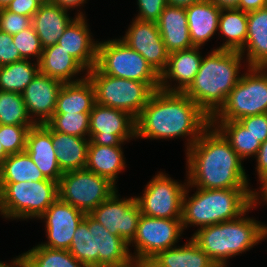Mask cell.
Masks as SVG:
<instances>
[{
    "instance_id": "cell-1",
    "label": "cell",
    "mask_w": 267,
    "mask_h": 267,
    "mask_svg": "<svg viewBox=\"0 0 267 267\" xmlns=\"http://www.w3.org/2000/svg\"><path fill=\"white\" fill-rule=\"evenodd\" d=\"M210 126V117L184 92L157 89L136 118V136L163 139L193 135L190 148Z\"/></svg>"
},
{
    "instance_id": "cell-2",
    "label": "cell",
    "mask_w": 267,
    "mask_h": 267,
    "mask_svg": "<svg viewBox=\"0 0 267 267\" xmlns=\"http://www.w3.org/2000/svg\"><path fill=\"white\" fill-rule=\"evenodd\" d=\"M207 131L187 148L190 185L200 189H247L242 159L217 129Z\"/></svg>"
},
{
    "instance_id": "cell-3",
    "label": "cell",
    "mask_w": 267,
    "mask_h": 267,
    "mask_svg": "<svg viewBox=\"0 0 267 267\" xmlns=\"http://www.w3.org/2000/svg\"><path fill=\"white\" fill-rule=\"evenodd\" d=\"M242 54L239 51L215 49L202 58L193 82L184 91L210 118L225 103L228 94L241 77L238 69Z\"/></svg>"
},
{
    "instance_id": "cell-4",
    "label": "cell",
    "mask_w": 267,
    "mask_h": 267,
    "mask_svg": "<svg viewBox=\"0 0 267 267\" xmlns=\"http://www.w3.org/2000/svg\"><path fill=\"white\" fill-rule=\"evenodd\" d=\"M186 202L183 196L182 226L201 228L238 219L256 203L257 195L249 189H200ZM202 225V226H201Z\"/></svg>"
},
{
    "instance_id": "cell-5",
    "label": "cell",
    "mask_w": 267,
    "mask_h": 267,
    "mask_svg": "<svg viewBox=\"0 0 267 267\" xmlns=\"http://www.w3.org/2000/svg\"><path fill=\"white\" fill-rule=\"evenodd\" d=\"M215 264L248 250L262 239V225L238 218L200 228L191 238Z\"/></svg>"
},
{
    "instance_id": "cell-6",
    "label": "cell",
    "mask_w": 267,
    "mask_h": 267,
    "mask_svg": "<svg viewBox=\"0 0 267 267\" xmlns=\"http://www.w3.org/2000/svg\"><path fill=\"white\" fill-rule=\"evenodd\" d=\"M87 77L95 89L96 103L120 109L137 118L160 83H145L103 74L96 66Z\"/></svg>"
},
{
    "instance_id": "cell-7",
    "label": "cell",
    "mask_w": 267,
    "mask_h": 267,
    "mask_svg": "<svg viewBox=\"0 0 267 267\" xmlns=\"http://www.w3.org/2000/svg\"><path fill=\"white\" fill-rule=\"evenodd\" d=\"M58 198V183L49 179L0 183V211L5 217H40Z\"/></svg>"
},
{
    "instance_id": "cell-8",
    "label": "cell",
    "mask_w": 267,
    "mask_h": 267,
    "mask_svg": "<svg viewBox=\"0 0 267 267\" xmlns=\"http://www.w3.org/2000/svg\"><path fill=\"white\" fill-rule=\"evenodd\" d=\"M263 69L265 71L266 68L252 67L251 74L241 76L225 103L210 118V125L216 121V115L220 116L221 121H238L247 116L267 113V74L261 73Z\"/></svg>"
},
{
    "instance_id": "cell-9",
    "label": "cell",
    "mask_w": 267,
    "mask_h": 267,
    "mask_svg": "<svg viewBox=\"0 0 267 267\" xmlns=\"http://www.w3.org/2000/svg\"><path fill=\"white\" fill-rule=\"evenodd\" d=\"M96 67L112 77L160 83V75L145 58L120 39L98 44Z\"/></svg>"
},
{
    "instance_id": "cell-10",
    "label": "cell",
    "mask_w": 267,
    "mask_h": 267,
    "mask_svg": "<svg viewBox=\"0 0 267 267\" xmlns=\"http://www.w3.org/2000/svg\"><path fill=\"white\" fill-rule=\"evenodd\" d=\"M115 191L114 184L107 178L87 169L64 172L58 182L59 199L86 214Z\"/></svg>"
},
{
    "instance_id": "cell-11",
    "label": "cell",
    "mask_w": 267,
    "mask_h": 267,
    "mask_svg": "<svg viewBox=\"0 0 267 267\" xmlns=\"http://www.w3.org/2000/svg\"><path fill=\"white\" fill-rule=\"evenodd\" d=\"M89 145L119 146L136 136V118L130 113L95 103L90 112Z\"/></svg>"
},
{
    "instance_id": "cell-12",
    "label": "cell",
    "mask_w": 267,
    "mask_h": 267,
    "mask_svg": "<svg viewBox=\"0 0 267 267\" xmlns=\"http://www.w3.org/2000/svg\"><path fill=\"white\" fill-rule=\"evenodd\" d=\"M182 229L181 219H163L141 214L133 239L137 247L136 261L146 265L159 252L171 248Z\"/></svg>"
},
{
    "instance_id": "cell-13",
    "label": "cell",
    "mask_w": 267,
    "mask_h": 267,
    "mask_svg": "<svg viewBox=\"0 0 267 267\" xmlns=\"http://www.w3.org/2000/svg\"><path fill=\"white\" fill-rule=\"evenodd\" d=\"M184 186L162 173L149 182L143 197L135 198L141 214L163 219H182Z\"/></svg>"
},
{
    "instance_id": "cell-14",
    "label": "cell",
    "mask_w": 267,
    "mask_h": 267,
    "mask_svg": "<svg viewBox=\"0 0 267 267\" xmlns=\"http://www.w3.org/2000/svg\"><path fill=\"white\" fill-rule=\"evenodd\" d=\"M89 215L129 244L136 236L141 211L135 198L119 200L113 192Z\"/></svg>"
},
{
    "instance_id": "cell-15",
    "label": "cell",
    "mask_w": 267,
    "mask_h": 267,
    "mask_svg": "<svg viewBox=\"0 0 267 267\" xmlns=\"http://www.w3.org/2000/svg\"><path fill=\"white\" fill-rule=\"evenodd\" d=\"M123 41L140 53L159 75L166 69L169 53L157 22L135 19Z\"/></svg>"
},
{
    "instance_id": "cell-16",
    "label": "cell",
    "mask_w": 267,
    "mask_h": 267,
    "mask_svg": "<svg viewBox=\"0 0 267 267\" xmlns=\"http://www.w3.org/2000/svg\"><path fill=\"white\" fill-rule=\"evenodd\" d=\"M83 211L59 198L40 216L46 218L49 242L41 244L52 249L69 250L75 230L84 219Z\"/></svg>"
},
{
    "instance_id": "cell-17",
    "label": "cell",
    "mask_w": 267,
    "mask_h": 267,
    "mask_svg": "<svg viewBox=\"0 0 267 267\" xmlns=\"http://www.w3.org/2000/svg\"><path fill=\"white\" fill-rule=\"evenodd\" d=\"M63 84L57 79L38 72L21 93L28 114L32 112L41 116L42 119L37 124H46L52 118Z\"/></svg>"
},
{
    "instance_id": "cell-18",
    "label": "cell",
    "mask_w": 267,
    "mask_h": 267,
    "mask_svg": "<svg viewBox=\"0 0 267 267\" xmlns=\"http://www.w3.org/2000/svg\"><path fill=\"white\" fill-rule=\"evenodd\" d=\"M25 151L46 179L59 182L63 172L52 143V131L45 124H36L28 130Z\"/></svg>"
},
{
    "instance_id": "cell-19",
    "label": "cell",
    "mask_w": 267,
    "mask_h": 267,
    "mask_svg": "<svg viewBox=\"0 0 267 267\" xmlns=\"http://www.w3.org/2000/svg\"><path fill=\"white\" fill-rule=\"evenodd\" d=\"M80 13L65 29L57 44L69 52L84 69L91 70L97 64L98 44L92 43L90 34Z\"/></svg>"
},
{
    "instance_id": "cell-20",
    "label": "cell",
    "mask_w": 267,
    "mask_h": 267,
    "mask_svg": "<svg viewBox=\"0 0 267 267\" xmlns=\"http://www.w3.org/2000/svg\"><path fill=\"white\" fill-rule=\"evenodd\" d=\"M197 49L199 47L194 46L169 54L166 69L160 73L159 89L169 92H184L190 86L199 71L202 60ZM166 78L178 80L180 85L176 89H169L165 84Z\"/></svg>"
},
{
    "instance_id": "cell-21",
    "label": "cell",
    "mask_w": 267,
    "mask_h": 267,
    "mask_svg": "<svg viewBox=\"0 0 267 267\" xmlns=\"http://www.w3.org/2000/svg\"><path fill=\"white\" fill-rule=\"evenodd\" d=\"M127 246L120 236L94 219V267L122 266L133 261Z\"/></svg>"
},
{
    "instance_id": "cell-22",
    "label": "cell",
    "mask_w": 267,
    "mask_h": 267,
    "mask_svg": "<svg viewBox=\"0 0 267 267\" xmlns=\"http://www.w3.org/2000/svg\"><path fill=\"white\" fill-rule=\"evenodd\" d=\"M157 25L169 54L194 47L190 39L185 8L167 5Z\"/></svg>"
},
{
    "instance_id": "cell-23",
    "label": "cell",
    "mask_w": 267,
    "mask_h": 267,
    "mask_svg": "<svg viewBox=\"0 0 267 267\" xmlns=\"http://www.w3.org/2000/svg\"><path fill=\"white\" fill-rule=\"evenodd\" d=\"M190 39L195 47H200L218 28L221 8L210 0H202L185 8Z\"/></svg>"
},
{
    "instance_id": "cell-24",
    "label": "cell",
    "mask_w": 267,
    "mask_h": 267,
    "mask_svg": "<svg viewBox=\"0 0 267 267\" xmlns=\"http://www.w3.org/2000/svg\"><path fill=\"white\" fill-rule=\"evenodd\" d=\"M66 12V9L49 2L41 5L32 17V26L43 48L56 44L72 22Z\"/></svg>"
},
{
    "instance_id": "cell-25",
    "label": "cell",
    "mask_w": 267,
    "mask_h": 267,
    "mask_svg": "<svg viewBox=\"0 0 267 267\" xmlns=\"http://www.w3.org/2000/svg\"><path fill=\"white\" fill-rule=\"evenodd\" d=\"M96 103L95 89L88 77L64 83L54 113H90Z\"/></svg>"
},
{
    "instance_id": "cell-26",
    "label": "cell",
    "mask_w": 267,
    "mask_h": 267,
    "mask_svg": "<svg viewBox=\"0 0 267 267\" xmlns=\"http://www.w3.org/2000/svg\"><path fill=\"white\" fill-rule=\"evenodd\" d=\"M245 45L250 68H267V7L247 13Z\"/></svg>"
},
{
    "instance_id": "cell-27",
    "label": "cell",
    "mask_w": 267,
    "mask_h": 267,
    "mask_svg": "<svg viewBox=\"0 0 267 267\" xmlns=\"http://www.w3.org/2000/svg\"><path fill=\"white\" fill-rule=\"evenodd\" d=\"M89 140L52 131V143L61 171L85 169Z\"/></svg>"
},
{
    "instance_id": "cell-28",
    "label": "cell",
    "mask_w": 267,
    "mask_h": 267,
    "mask_svg": "<svg viewBox=\"0 0 267 267\" xmlns=\"http://www.w3.org/2000/svg\"><path fill=\"white\" fill-rule=\"evenodd\" d=\"M215 263L193 241L179 248H169L159 252L146 267H212Z\"/></svg>"
},
{
    "instance_id": "cell-29",
    "label": "cell",
    "mask_w": 267,
    "mask_h": 267,
    "mask_svg": "<svg viewBox=\"0 0 267 267\" xmlns=\"http://www.w3.org/2000/svg\"><path fill=\"white\" fill-rule=\"evenodd\" d=\"M39 72L63 83H74L69 78L84 67L59 44L43 48L40 61L37 63Z\"/></svg>"
},
{
    "instance_id": "cell-30",
    "label": "cell",
    "mask_w": 267,
    "mask_h": 267,
    "mask_svg": "<svg viewBox=\"0 0 267 267\" xmlns=\"http://www.w3.org/2000/svg\"><path fill=\"white\" fill-rule=\"evenodd\" d=\"M121 147L88 145L85 169L107 178L115 184V178L124 165Z\"/></svg>"
},
{
    "instance_id": "cell-31",
    "label": "cell",
    "mask_w": 267,
    "mask_h": 267,
    "mask_svg": "<svg viewBox=\"0 0 267 267\" xmlns=\"http://www.w3.org/2000/svg\"><path fill=\"white\" fill-rule=\"evenodd\" d=\"M46 180L26 151L9 155L0 164V183Z\"/></svg>"
},
{
    "instance_id": "cell-32",
    "label": "cell",
    "mask_w": 267,
    "mask_h": 267,
    "mask_svg": "<svg viewBox=\"0 0 267 267\" xmlns=\"http://www.w3.org/2000/svg\"><path fill=\"white\" fill-rule=\"evenodd\" d=\"M218 29L228 38L218 49L239 51L242 54L247 37V12L236 8L221 9Z\"/></svg>"
},
{
    "instance_id": "cell-33",
    "label": "cell",
    "mask_w": 267,
    "mask_h": 267,
    "mask_svg": "<svg viewBox=\"0 0 267 267\" xmlns=\"http://www.w3.org/2000/svg\"><path fill=\"white\" fill-rule=\"evenodd\" d=\"M37 67V68H36ZM39 72L27 59L0 67V90L22 93Z\"/></svg>"
},
{
    "instance_id": "cell-34",
    "label": "cell",
    "mask_w": 267,
    "mask_h": 267,
    "mask_svg": "<svg viewBox=\"0 0 267 267\" xmlns=\"http://www.w3.org/2000/svg\"><path fill=\"white\" fill-rule=\"evenodd\" d=\"M69 252L84 266L94 267V219L89 214L75 230Z\"/></svg>"
},
{
    "instance_id": "cell-35",
    "label": "cell",
    "mask_w": 267,
    "mask_h": 267,
    "mask_svg": "<svg viewBox=\"0 0 267 267\" xmlns=\"http://www.w3.org/2000/svg\"><path fill=\"white\" fill-rule=\"evenodd\" d=\"M220 126L221 129L217 130L230 143L232 149L241 159L257 154L261 143L238 121H221Z\"/></svg>"
},
{
    "instance_id": "cell-36",
    "label": "cell",
    "mask_w": 267,
    "mask_h": 267,
    "mask_svg": "<svg viewBox=\"0 0 267 267\" xmlns=\"http://www.w3.org/2000/svg\"><path fill=\"white\" fill-rule=\"evenodd\" d=\"M29 116L22 94L0 90V125L35 126Z\"/></svg>"
},
{
    "instance_id": "cell-37",
    "label": "cell",
    "mask_w": 267,
    "mask_h": 267,
    "mask_svg": "<svg viewBox=\"0 0 267 267\" xmlns=\"http://www.w3.org/2000/svg\"><path fill=\"white\" fill-rule=\"evenodd\" d=\"M24 254L29 267H86L69 250L52 249L39 245Z\"/></svg>"
},
{
    "instance_id": "cell-38",
    "label": "cell",
    "mask_w": 267,
    "mask_h": 267,
    "mask_svg": "<svg viewBox=\"0 0 267 267\" xmlns=\"http://www.w3.org/2000/svg\"><path fill=\"white\" fill-rule=\"evenodd\" d=\"M90 113H54L45 124L51 131L85 137L89 134Z\"/></svg>"
},
{
    "instance_id": "cell-39",
    "label": "cell",
    "mask_w": 267,
    "mask_h": 267,
    "mask_svg": "<svg viewBox=\"0 0 267 267\" xmlns=\"http://www.w3.org/2000/svg\"><path fill=\"white\" fill-rule=\"evenodd\" d=\"M33 126L0 125V143L9 154L25 151L26 136Z\"/></svg>"
},
{
    "instance_id": "cell-40",
    "label": "cell",
    "mask_w": 267,
    "mask_h": 267,
    "mask_svg": "<svg viewBox=\"0 0 267 267\" xmlns=\"http://www.w3.org/2000/svg\"><path fill=\"white\" fill-rule=\"evenodd\" d=\"M12 39L23 59H27L29 55H34L38 57L37 63L40 61L43 47L33 26L13 35Z\"/></svg>"
},
{
    "instance_id": "cell-41",
    "label": "cell",
    "mask_w": 267,
    "mask_h": 267,
    "mask_svg": "<svg viewBox=\"0 0 267 267\" xmlns=\"http://www.w3.org/2000/svg\"><path fill=\"white\" fill-rule=\"evenodd\" d=\"M32 26V17L18 15L5 9H0V30L10 35Z\"/></svg>"
},
{
    "instance_id": "cell-42",
    "label": "cell",
    "mask_w": 267,
    "mask_h": 267,
    "mask_svg": "<svg viewBox=\"0 0 267 267\" xmlns=\"http://www.w3.org/2000/svg\"><path fill=\"white\" fill-rule=\"evenodd\" d=\"M238 122L260 143L267 140V113L247 116L239 119Z\"/></svg>"
},
{
    "instance_id": "cell-43",
    "label": "cell",
    "mask_w": 267,
    "mask_h": 267,
    "mask_svg": "<svg viewBox=\"0 0 267 267\" xmlns=\"http://www.w3.org/2000/svg\"><path fill=\"white\" fill-rule=\"evenodd\" d=\"M23 60L16 48L12 35L0 30V67Z\"/></svg>"
},
{
    "instance_id": "cell-44",
    "label": "cell",
    "mask_w": 267,
    "mask_h": 267,
    "mask_svg": "<svg viewBox=\"0 0 267 267\" xmlns=\"http://www.w3.org/2000/svg\"><path fill=\"white\" fill-rule=\"evenodd\" d=\"M138 5L140 14L136 19L157 22L168 2L167 0H138Z\"/></svg>"
},
{
    "instance_id": "cell-45",
    "label": "cell",
    "mask_w": 267,
    "mask_h": 267,
    "mask_svg": "<svg viewBox=\"0 0 267 267\" xmlns=\"http://www.w3.org/2000/svg\"><path fill=\"white\" fill-rule=\"evenodd\" d=\"M39 7L34 0H13L6 9L18 15L33 17Z\"/></svg>"
},
{
    "instance_id": "cell-46",
    "label": "cell",
    "mask_w": 267,
    "mask_h": 267,
    "mask_svg": "<svg viewBox=\"0 0 267 267\" xmlns=\"http://www.w3.org/2000/svg\"><path fill=\"white\" fill-rule=\"evenodd\" d=\"M257 171L259 178L267 175V140L261 143L259 150L257 152Z\"/></svg>"
},
{
    "instance_id": "cell-47",
    "label": "cell",
    "mask_w": 267,
    "mask_h": 267,
    "mask_svg": "<svg viewBox=\"0 0 267 267\" xmlns=\"http://www.w3.org/2000/svg\"><path fill=\"white\" fill-rule=\"evenodd\" d=\"M264 7H267V0H239V5L236 9L248 13Z\"/></svg>"
},
{
    "instance_id": "cell-48",
    "label": "cell",
    "mask_w": 267,
    "mask_h": 267,
    "mask_svg": "<svg viewBox=\"0 0 267 267\" xmlns=\"http://www.w3.org/2000/svg\"><path fill=\"white\" fill-rule=\"evenodd\" d=\"M221 9H233L239 5V0H210Z\"/></svg>"
},
{
    "instance_id": "cell-49",
    "label": "cell",
    "mask_w": 267,
    "mask_h": 267,
    "mask_svg": "<svg viewBox=\"0 0 267 267\" xmlns=\"http://www.w3.org/2000/svg\"><path fill=\"white\" fill-rule=\"evenodd\" d=\"M85 0H51L53 4L58 5L60 8L68 9L82 4Z\"/></svg>"
},
{
    "instance_id": "cell-50",
    "label": "cell",
    "mask_w": 267,
    "mask_h": 267,
    "mask_svg": "<svg viewBox=\"0 0 267 267\" xmlns=\"http://www.w3.org/2000/svg\"><path fill=\"white\" fill-rule=\"evenodd\" d=\"M202 0H167L168 5L174 7L188 8L192 4L198 3Z\"/></svg>"
},
{
    "instance_id": "cell-51",
    "label": "cell",
    "mask_w": 267,
    "mask_h": 267,
    "mask_svg": "<svg viewBox=\"0 0 267 267\" xmlns=\"http://www.w3.org/2000/svg\"><path fill=\"white\" fill-rule=\"evenodd\" d=\"M13 265H16L17 267H29L26 255L23 254L21 257L16 258V260H14V262H13ZM0 267H12V265L8 266V265L0 262Z\"/></svg>"
},
{
    "instance_id": "cell-52",
    "label": "cell",
    "mask_w": 267,
    "mask_h": 267,
    "mask_svg": "<svg viewBox=\"0 0 267 267\" xmlns=\"http://www.w3.org/2000/svg\"><path fill=\"white\" fill-rule=\"evenodd\" d=\"M134 261V263L131 261V262H129L128 264H126V265H122V266H110V267H146V265L144 264V263H141V262H138V261H136L135 259H133ZM134 266H133V265Z\"/></svg>"
},
{
    "instance_id": "cell-53",
    "label": "cell",
    "mask_w": 267,
    "mask_h": 267,
    "mask_svg": "<svg viewBox=\"0 0 267 267\" xmlns=\"http://www.w3.org/2000/svg\"><path fill=\"white\" fill-rule=\"evenodd\" d=\"M261 182L263 183V198L267 201V175H264L263 177L260 178Z\"/></svg>"
},
{
    "instance_id": "cell-54",
    "label": "cell",
    "mask_w": 267,
    "mask_h": 267,
    "mask_svg": "<svg viewBox=\"0 0 267 267\" xmlns=\"http://www.w3.org/2000/svg\"><path fill=\"white\" fill-rule=\"evenodd\" d=\"M9 156V154L3 149L2 144L0 143V164Z\"/></svg>"
},
{
    "instance_id": "cell-55",
    "label": "cell",
    "mask_w": 267,
    "mask_h": 267,
    "mask_svg": "<svg viewBox=\"0 0 267 267\" xmlns=\"http://www.w3.org/2000/svg\"><path fill=\"white\" fill-rule=\"evenodd\" d=\"M13 0H0V9H5Z\"/></svg>"
},
{
    "instance_id": "cell-56",
    "label": "cell",
    "mask_w": 267,
    "mask_h": 267,
    "mask_svg": "<svg viewBox=\"0 0 267 267\" xmlns=\"http://www.w3.org/2000/svg\"><path fill=\"white\" fill-rule=\"evenodd\" d=\"M34 1H36L40 6L51 2V0H34Z\"/></svg>"
},
{
    "instance_id": "cell-57",
    "label": "cell",
    "mask_w": 267,
    "mask_h": 267,
    "mask_svg": "<svg viewBox=\"0 0 267 267\" xmlns=\"http://www.w3.org/2000/svg\"><path fill=\"white\" fill-rule=\"evenodd\" d=\"M267 236V227L262 225V239Z\"/></svg>"
},
{
    "instance_id": "cell-58",
    "label": "cell",
    "mask_w": 267,
    "mask_h": 267,
    "mask_svg": "<svg viewBox=\"0 0 267 267\" xmlns=\"http://www.w3.org/2000/svg\"><path fill=\"white\" fill-rule=\"evenodd\" d=\"M212 267H225V264H215Z\"/></svg>"
}]
</instances>
